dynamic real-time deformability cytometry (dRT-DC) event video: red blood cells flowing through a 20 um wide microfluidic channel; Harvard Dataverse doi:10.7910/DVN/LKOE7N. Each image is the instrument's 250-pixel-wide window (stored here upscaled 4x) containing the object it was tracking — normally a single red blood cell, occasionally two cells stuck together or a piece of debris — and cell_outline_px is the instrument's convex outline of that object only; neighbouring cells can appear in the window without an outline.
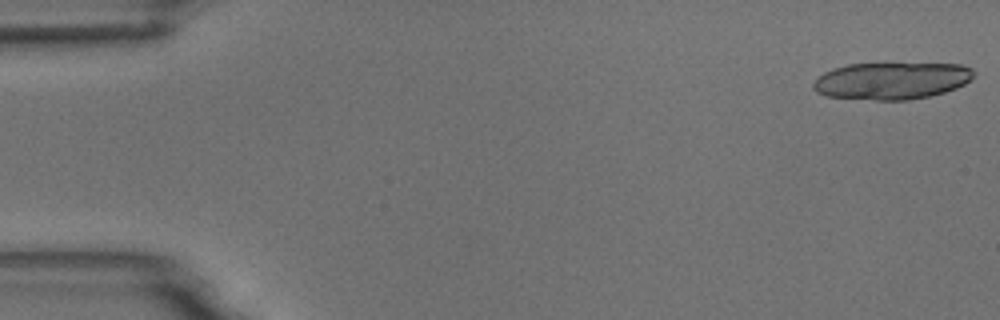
{"species": "common noctule bat (a hibernating species)", "species_latin": "Nyctalus noctula", "temperature_condition": "room temperature", "stored_images_in_passage": 6, "camera_frame_rate_fps": 3000, "um_per_image_px": 0.085, "animal": {"sex": "male", "body_mass_g": 18.8}, "frame": {"image": 1, "passage_image": 1, "time_ms": 0.0, "image_size_px": [1000, 320], "cell_outline_px": [[976, 72], [972, 80], [956, 88], [944, 92], [928, 96], [908, 100], [876, 100], [824, 96], [816, 92], [812, 88], [812, 84], [824, 72], [832, 68], [848, 64], [960, 64], [972, 68]], "centroid_in_image_um": [75.79, 6.87], "position_along_channel_um": 9.2, "area_um2": 34.74}}